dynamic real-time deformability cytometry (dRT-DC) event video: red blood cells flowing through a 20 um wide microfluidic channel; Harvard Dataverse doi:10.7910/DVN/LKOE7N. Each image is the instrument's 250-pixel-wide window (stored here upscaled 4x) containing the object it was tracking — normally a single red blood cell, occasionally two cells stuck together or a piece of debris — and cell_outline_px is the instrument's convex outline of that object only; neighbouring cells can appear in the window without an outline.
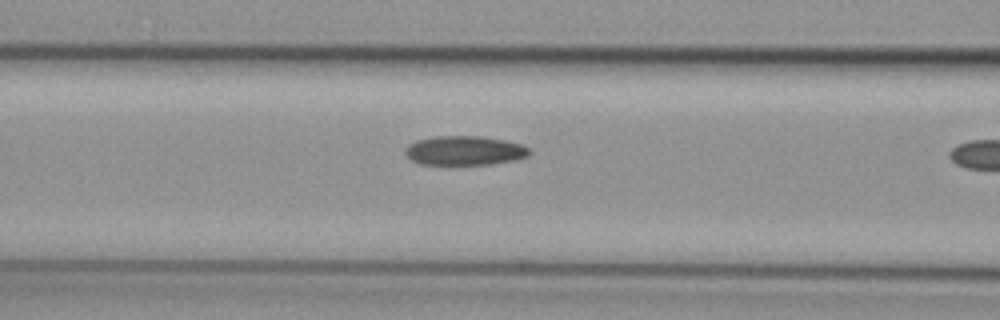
{"species": "common noctule bat (a hibernating species)", "species_latin": "Nyctalus noctula", "temperature_condition": "cold", "stored_images_in_passage": 10, "camera_frame_rate_fps": 3000, "um_per_image_px": 0.085, "animal": {"sex": "female", "body_mass_g": 29.2, "forearm_length_mm": 56.3}, "frame": {"image": 1, "passage_image": 9, "time_ms": 2.667, "image_size_px": [1000, 320], "cell_outline_px": [[532, 152], [528, 156], [516, 160], [488, 164], [420, 164], [412, 160], [404, 152], [408, 144], [416, 140], [436, 136], [484, 136], [504, 140], [520, 144], [528, 148]], "centroid_in_image_um": [39.5, 12.79], "position_along_channel_um": 127.1, "area_um2": 21.15}}